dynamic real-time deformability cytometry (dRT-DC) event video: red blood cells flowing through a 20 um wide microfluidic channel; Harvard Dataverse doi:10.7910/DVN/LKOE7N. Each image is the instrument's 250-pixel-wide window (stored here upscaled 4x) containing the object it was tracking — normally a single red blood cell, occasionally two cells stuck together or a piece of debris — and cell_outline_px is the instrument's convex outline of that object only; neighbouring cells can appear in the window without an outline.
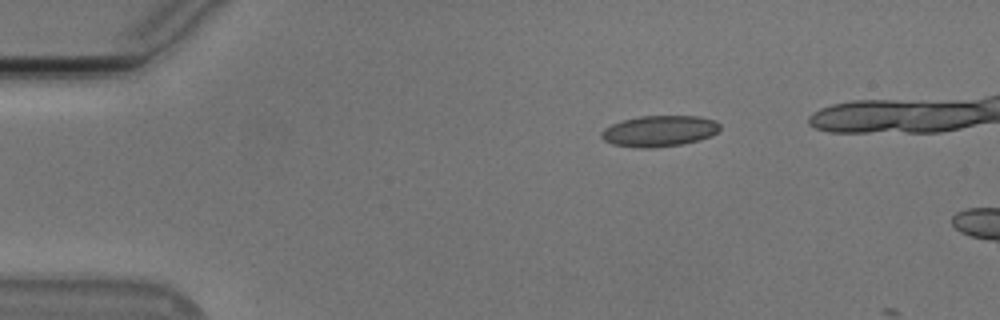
{"species": "Egyptian fruit bat (a non-hibernating species)", "species_latin": "Rousettus aegyptiacus", "temperature_condition": "cold", "stored_images_in_passage": 4, "camera_frame_rate_fps": 3000, "um_per_image_px": 0.085, "animal": {"sex": "male"}, "frame": {"image": 1, "passage_image": 1, "time_ms": 0.0, "image_size_px": [1000, 320], "cell_outline_px": [[720, 128], [712, 136], [700, 140], [680, 144], [652, 148], [644, 148], [612, 144], [604, 140], [600, 136], [600, 132], [604, 128], [612, 124], [624, 120], [640, 116], [700, 116], [716, 120], [720, 124]], "centroid_in_image_um": [56.06, 11.13], "position_along_channel_um": 28.9, "area_um2": 21.44}}